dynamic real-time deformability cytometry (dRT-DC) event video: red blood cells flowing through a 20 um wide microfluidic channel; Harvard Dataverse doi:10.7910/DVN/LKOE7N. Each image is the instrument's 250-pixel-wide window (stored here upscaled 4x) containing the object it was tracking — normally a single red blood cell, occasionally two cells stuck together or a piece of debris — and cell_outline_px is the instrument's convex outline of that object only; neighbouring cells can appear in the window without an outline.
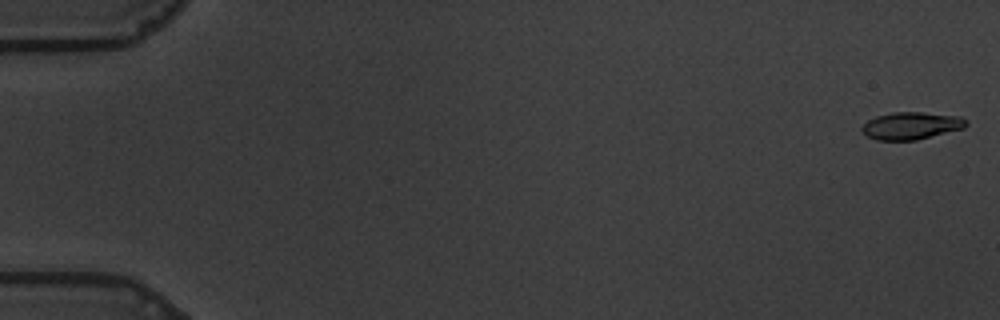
{"species": "common noctule bat (a hibernating species)", "species_latin": "Nyctalus noctula", "temperature_condition": "warm", "stored_images_in_passage": 58, "camera_frame_rate_fps": 3000, "um_per_image_px": 0.085, "animal": {"sex": "male", "body_mass_g": 19.5, "forearm_length_mm": 54.6}, "frame": {"image": 1, "passage_image": 1, "time_ms": 0.0, "image_size_px": [1000, 320], "cell_outline_px": [[968, 124], [964, 128], [916, 140], [876, 140], [868, 136], [860, 128], [868, 120], [876, 116], [892, 112], [920, 112], [960, 116], [968, 120]], "centroid_in_image_um": [77.47, 10.68], "position_along_channel_um": 7.5, "area_um2": 16.59}}
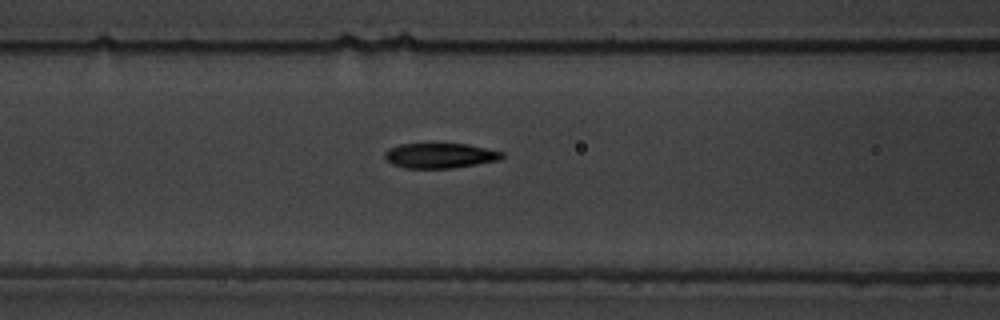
{"frame": {"image": 2, "passage_image": 25, "time_ms": 8.0, "image_size_px": [1000, 320], "cell_outline_px": [[504, 156], [500, 160], [452, 168], [404, 168], [392, 164], [384, 156], [384, 152], [388, 148], [400, 144], [468, 144], [504, 152]], "centroid_in_image_um": [37.4, 13.22], "position_along_channel_um": 129.2, "area_um2": 17.11}}
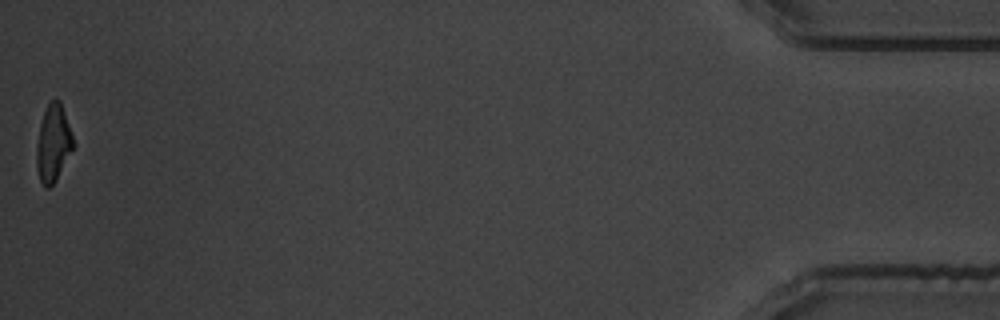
{"frame": {"image": 3, "passage_image": 58, "time_ms": 19.0, "image_size_px": [1000, 320], "cell_outline_px": [[76, 144], [56, 180], [48, 188], [44, 188], [40, 180], [36, 168], [36, 148], [40, 124], [44, 112], [48, 104], [52, 100], [60, 100]], "centroid_in_image_um": [4.53, 12.2], "position_along_channel_um": 430.7, "area_um2": 16.53}, "authors_computed_cell_mechanics": {"area_um2": 17.5134, "velocity_mm_per_s": 3.5555, "shape_relaxation_time_tau1_ms": 4.2994, "shape_relaxation_time_tau2_ms": 1.8468, "deformation_change_tau1": 0.1818, "deformation_change_tau2": 0.0899}}